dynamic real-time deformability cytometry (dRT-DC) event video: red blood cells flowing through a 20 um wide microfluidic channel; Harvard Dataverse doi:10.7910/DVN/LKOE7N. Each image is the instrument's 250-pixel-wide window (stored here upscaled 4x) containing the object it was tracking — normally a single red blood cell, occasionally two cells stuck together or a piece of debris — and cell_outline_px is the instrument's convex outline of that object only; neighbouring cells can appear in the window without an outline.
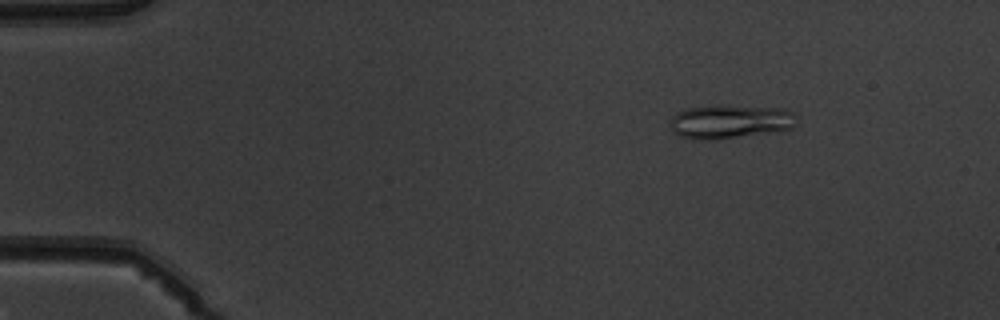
{"species": "common noctule bat (a hibernating species)", "species_latin": "Nyctalus noctula", "temperature_condition": "warm", "stored_images_in_passage": 6, "segment_of_instrument_passage": [2, 2], "camera_frame_rate_fps": 3000, "um_per_image_px": 0.085, "animal": {"sex": "male", "body_mass_g": 19.5, "forearm_length_mm": 54.6}, "frame": {"image": 1, "passage_image": 6, "time_ms": 5.667, "image_size_px": [1000, 320], "cell_outline_px": [[796, 124], [792, 128], [776, 132], [716, 140], [700, 140], [680, 136], [668, 124], [672, 116], [688, 108], [716, 104], [720, 104], [784, 108], [792, 112], [796, 116]], "centroid_in_image_um": [62.1, 10.33], "position_along_channel_um": 22.9, "area_um2": 25.49}}